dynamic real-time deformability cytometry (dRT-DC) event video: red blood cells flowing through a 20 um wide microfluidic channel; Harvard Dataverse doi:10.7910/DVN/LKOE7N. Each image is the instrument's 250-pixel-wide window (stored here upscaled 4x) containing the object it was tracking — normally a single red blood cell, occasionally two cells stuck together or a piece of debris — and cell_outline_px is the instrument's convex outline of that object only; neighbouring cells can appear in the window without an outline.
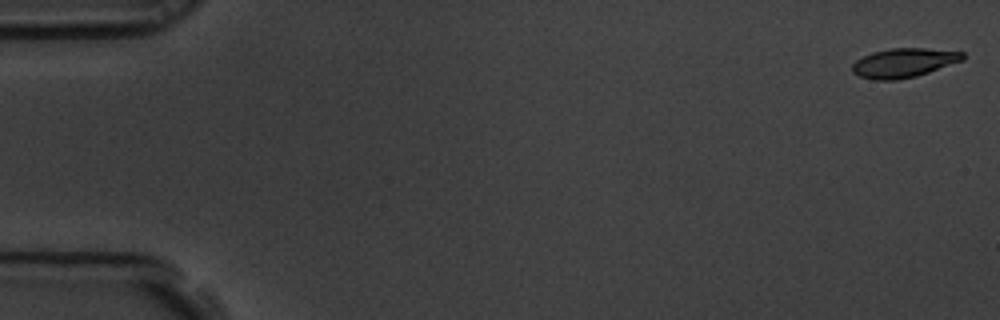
{"species": "common noctule bat (a hibernating species)", "species_latin": "Nyctalus noctula", "temperature_condition": "room temperature", "stored_images_in_passage": 6, "camera_frame_rate_fps": 3000, "um_per_image_px": 0.085, "animal": {"sex": "male", "body_mass_g": 19.5, "forearm_length_mm": 54.6}, "frame": {"image": 1, "passage_image": 1, "time_ms": 0.0, "image_size_px": [1000, 320], "cell_outline_px": [[964, 60], [916, 76], [896, 80], [876, 80], [860, 76], [852, 72], [852, 64], [856, 60], [872, 52], [892, 48], [924, 48], [964, 52]], "centroid_in_image_um": [76.82, 5.34], "position_along_channel_um": 8.2, "area_um2": 18.67}}
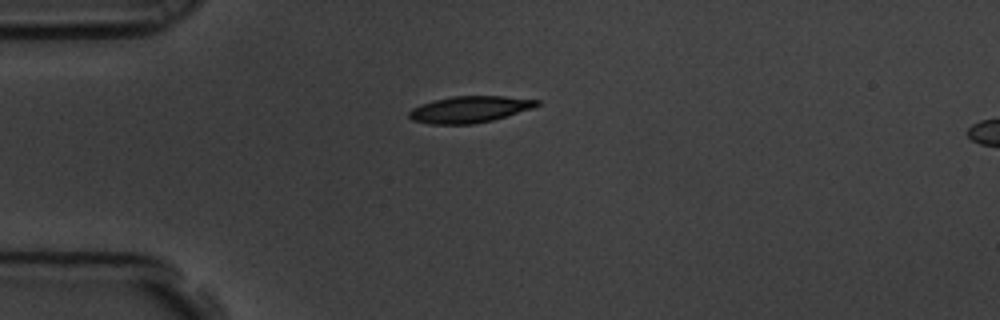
{"frame": {"image": 2, "passage_image": 4, "time_ms": 1.0, "image_size_px": [1000, 320], "cell_outline_px": [[540, 104], [532, 108], [492, 120], [472, 124], [428, 124], [412, 120], [408, 116], [408, 112], [412, 108], [420, 104], [452, 96], [504, 96], [540, 100]], "centroid_in_image_um": [39.89, 9.29], "position_along_channel_um": 45.1, "area_um2": 19.65}}
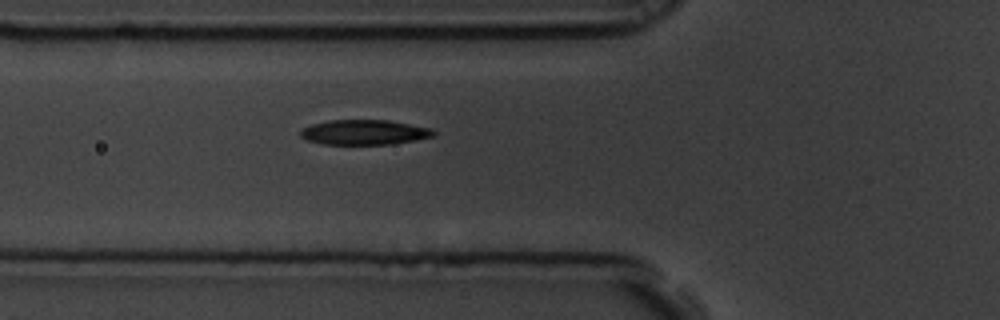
{"frame": {"image": 3, "passage_image": 6, "time_ms": 1.667, "image_size_px": [1000, 320], "cell_outline_px": [[436, 132], [432, 136], [392, 144], [324, 144], [308, 140], [300, 136], [300, 132], [304, 128], [312, 124], [328, 120], [388, 120], [432, 128]], "centroid_in_image_um": [30.96, 11.23], "position_along_channel_um": 94.8, "area_um2": 19.13}}